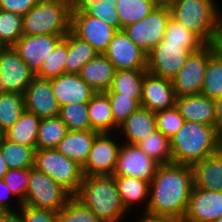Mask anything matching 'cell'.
I'll list each match as a JSON object with an SVG mask.
<instances>
[{
  "mask_svg": "<svg viewBox=\"0 0 222 222\" xmlns=\"http://www.w3.org/2000/svg\"><path fill=\"white\" fill-rule=\"evenodd\" d=\"M170 12L174 20L195 33L206 44L214 43L222 23L220 2L217 4V0H179L170 7Z\"/></svg>",
  "mask_w": 222,
  "mask_h": 222,
  "instance_id": "obj_4",
  "label": "cell"
},
{
  "mask_svg": "<svg viewBox=\"0 0 222 222\" xmlns=\"http://www.w3.org/2000/svg\"><path fill=\"white\" fill-rule=\"evenodd\" d=\"M98 132L94 130L73 131L60 141L56 150L83 166L88 159L92 143Z\"/></svg>",
  "mask_w": 222,
  "mask_h": 222,
  "instance_id": "obj_26",
  "label": "cell"
},
{
  "mask_svg": "<svg viewBox=\"0 0 222 222\" xmlns=\"http://www.w3.org/2000/svg\"><path fill=\"white\" fill-rule=\"evenodd\" d=\"M23 96L26 111L41 119L59 116L60 106L53 94L50 79L35 76Z\"/></svg>",
  "mask_w": 222,
  "mask_h": 222,
  "instance_id": "obj_17",
  "label": "cell"
},
{
  "mask_svg": "<svg viewBox=\"0 0 222 222\" xmlns=\"http://www.w3.org/2000/svg\"><path fill=\"white\" fill-rule=\"evenodd\" d=\"M40 0H0V10L25 15Z\"/></svg>",
  "mask_w": 222,
  "mask_h": 222,
  "instance_id": "obj_47",
  "label": "cell"
},
{
  "mask_svg": "<svg viewBox=\"0 0 222 222\" xmlns=\"http://www.w3.org/2000/svg\"><path fill=\"white\" fill-rule=\"evenodd\" d=\"M25 111L24 96L10 92L0 95V132L11 128Z\"/></svg>",
  "mask_w": 222,
  "mask_h": 222,
  "instance_id": "obj_35",
  "label": "cell"
},
{
  "mask_svg": "<svg viewBox=\"0 0 222 222\" xmlns=\"http://www.w3.org/2000/svg\"><path fill=\"white\" fill-rule=\"evenodd\" d=\"M142 213V214H141ZM135 214L139 216L137 222H173L171 219L155 214H150L145 211ZM140 214V215H139Z\"/></svg>",
  "mask_w": 222,
  "mask_h": 222,
  "instance_id": "obj_51",
  "label": "cell"
},
{
  "mask_svg": "<svg viewBox=\"0 0 222 222\" xmlns=\"http://www.w3.org/2000/svg\"><path fill=\"white\" fill-rule=\"evenodd\" d=\"M175 104L176 95L171 79L147 72L142 84L141 106L155 113L172 108Z\"/></svg>",
  "mask_w": 222,
  "mask_h": 222,
  "instance_id": "obj_19",
  "label": "cell"
},
{
  "mask_svg": "<svg viewBox=\"0 0 222 222\" xmlns=\"http://www.w3.org/2000/svg\"><path fill=\"white\" fill-rule=\"evenodd\" d=\"M85 13L89 16L105 21L108 25L114 27L116 30H121L120 18L114 2L105 3L99 1V3H95L89 7Z\"/></svg>",
  "mask_w": 222,
  "mask_h": 222,
  "instance_id": "obj_45",
  "label": "cell"
},
{
  "mask_svg": "<svg viewBox=\"0 0 222 222\" xmlns=\"http://www.w3.org/2000/svg\"><path fill=\"white\" fill-rule=\"evenodd\" d=\"M71 4L40 0L23 15V35H66L71 31Z\"/></svg>",
  "mask_w": 222,
  "mask_h": 222,
  "instance_id": "obj_5",
  "label": "cell"
},
{
  "mask_svg": "<svg viewBox=\"0 0 222 222\" xmlns=\"http://www.w3.org/2000/svg\"><path fill=\"white\" fill-rule=\"evenodd\" d=\"M165 43L181 44L183 48L194 53L206 45L195 33L185 28L182 24L169 18L164 38Z\"/></svg>",
  "mask_w": 222,
  "mask_h": 222,
  "instance_id": "obj_34",
  "label": "cell"
},
{
  "mask_svg": "<svg viewBox=\"0 0 222 222\" xmlns=\"http://www.w3.org/2000/svg\"><path fill=\"white\" fill-rule=\"evenodd\" d=\"M40 121V117H37L34 113L25 110L18 121L2 135L10 141L31 146L36 150Z\"/></svg>",
  "mask_w": 222,
  "mask_h": 222,
  "instance_id": "obj_29",
  "label": "cell"
},
{
  "mask_svg": "<svg viewBox=\"0 0 222 222\" xmlns=\"http://www.w3.org/2000/svg\"><path fill=\"white\" fill-rule=\"evenodd\" d=\"M71 32L88 42L98 54H104L117 30L85 12H71Z\"/></svg>",
  "mask_w": 222,
  "mask_h": 222,
  "instance_id": "obj_12",
  "label": "cell"
},
{
  "mask_svg": "<svg viewBox=\"0 0 222 222\" xmlns=\"http://www.w3.org/2000/svg\"><path fill=\"white\" fill-rule=\"evenodd\" d=\"M72 195L49 175L30 168L28 187L23 205L58 212Z\"/></svg>",
  "mask_w": 222,
  "mask_h": 222,
  "instance_id": "obj_7",
  "label": "cell"
},
{
  "mask_svg": "<svg viewBox=\"0 0 222 222\" xmlns=\"http://www.w3.org/2000/svg\"><path fill=\"white\" fill-rule=\"evenodd\" d=\"M104 55L115 70H147L145 54L122 30H117Z\"/></svg>",
  "mask_w": 222,
  "mask_h": 222,
  "instance_id": "obj_14",
  "label": "cell"
},
{
  "mask_svg": "<svg viewBox=\"0 0 222 222\" xmlns=\"http://www.w3.org/2000/svg\"><path fill=\"white\" fill-rule=\"evenodd\" d=\"M190 54L181 44L165 43L162 40L147 56V72L172 80Z\"/></svg>",
  "mask_w": 222,
  "mask_h": 222,
  "instance_id": "obj_13",
  "label": "cell"
},
{
  "mask_svg": "<svg viewBox=\"0 0 222 222\" xmlns=\"http://www.w3.org/2000/svg\"><path fill=\"white\" fill-rule=\"evenodd\" d=\"M157 130L169 139L182 127L184 118L176 106L155 112Z\"/></svg>",
  "mask_w": 222,
  "mask_h": 222,
  "instance_id": "obj_42",
  "label": "cell"
},
{
  "mask_svg": "<svg viewBox=\"0 0 222 222\" xmlns=\"http://www.w3.org/2000/svg\"><path fill=\"white\" fill-rule=\"evenodd\" d=\"M221 135L215 126L184 121L170 138L173 163L193 165L220 151Z\"/></svg>",
  "mask_w": 222,
  "mask_h": 222,
  "instance_id": "obj_2",
  "label": "cell"
},
{
  "mask_svg": "<svg viewBox=\"0 0 222 222\" xmlns=\"http://www.w3.org/2000/svg\"><path fill=\"white\" fill-rule=\"evenodd\" d=\"M209 59V44L191 53L178 74L171 80L176 97L201 94Z\"/></svg>",
  "mask_w": 222,
  "mask_h": 222,
  "instance_id": "obj_11",
  "label": "cell"
},
{
  "mask_svg": "<svg viewBox=\"0 0 222 222\" xmlns=\"http://www.w3.org/2000/svg\"><path fill=\"white\" fill-rule=\"evenodd\" d=\"M194 186L222 191V151L192 165Z\"/></svg>",
  "mask_w": 222,
  "mask_h": 222,
  "instance_id": "obj_24",
  "label": "cell"
},
{
  "mask_svg": "<svg viewBox=\"0 0 222 222\" xmlns=\"http://www.w3.org/2000/svg\"><path fill=\"white\" fill-rule=\"evenodd\" d=\"M114 178L125 209L132 213V209H138V207L141 208L145 205L144 209L141 208V212L146 211L149 202L150 181L134 176H114Z\"/></svg>",
  "mask_w": 222,
  "mask_h": 222,
  "instance_id": "obj_23",
  "label": "cell"
},
{
  "mask_svg": "<svg viewBox=\"0 0 222 222\" xmlns=\"http://www.w3.org/2000/svg\"><path fill=\"white\" fill-rule=\"evenodd\" d=\"M109 97L114 123L119 127L141 105L135 100L118 93H106Z\"/></svg>",
  "mask_w": 222,
  "mask_h": 222,
  "instance_id": "obj_43",
  "label": "cell"
},
{
  "mask_svg": "<svg viewBox=\"0 0 222 222\" xmlns=\"http://www.w3.org/2000/svg\"><path fill=\"white\" fill-rule=\"evenodd\" d=\"M75 197L102 222H122L130 214L122 204L113 175H84ZM126 218V219H125Z\"/></svg>",
  "mask_w": 222,
  "mask_h": 222,
  "instance_id": "obj_3",
  "label": "cell"
},
{
  "mask_svg": "<svg viewBox=\"0 0 222 222\" xmlns=\"http://www.w3.org/2000/svg\"><path fill=\"white\" fill-rule=\"evenodd\" d=\"M155 131V113L141 106L118 127L116 133L119 134L122 143L138 145Z\"/></svg>",
  "mask_w": 222,
  "mask_h": 222,
  "instance_id": "obj_21",
  "label": "cell"
},
{
  "mask_svg": "<svg viewBox=\"0 0 222 222\" xmlns=\"http://www.w3.org/2000/svg\"><path fill=\"white\" fill-rule=\"evenodd\" d=\"M16 199L17 198L14 196V194L8 188L7 184L4 182V179L0 178V209L2 211L18 210L22 206V203ZM14 201L16 202V204ZM12 202L14 204H12ZM11 205H13L14 207Z\"/></svg>",
  "mask_w": 222,
  "mask_h": 222,
  "instance_id": "obj_48",
  "label": "cell"
},
{
  "mask_svg": "<svg viewBox=\"0 0 222 222\" xmlns=\"http://www.w3.org/2000/svg\"><path fill=\"white\" fill-rule=\"evenodd\" d=\"M61 1L67 2V3H69V4L72 5V3H73L74 0H61Z\"/></svg>",
  "mask_w": 222,
  "mask_h": 222,
  "instance_id": "obj_57",
  "label": "cell"
},
{
  "mask_svg": "<svg viewBox=\"0 0 222 222\" xmlns=\"http://www.w3.org/2000/svg\"><path fill=\"white\" fill-rule=\"evenodd\" d=\"M9 170L7 164L4 161L1 146H0V178H3L5 173Z\"/></svg>",
  "mask_w": 222,
  "mask_h": 222,
  "instance_id": "obj_54",
  "label": "cell"
},
{
  "mask_svg": "<svg viewBox=\"0 0 222 222\" xmlns=\"http://www.w3.org/2000/svg\"><path fill=\"white\" fill-rule=\"evenodd\" d=\"M215 51L222 57V23L218 33L216 35L215 41L213 43Z\"/></svg>",
  "mask_w": 222,
  "mask_h": 222,
  "instance_id": "obj_53",
  "label": "cell"
},
{
  "mask_svg": "<svg viewBox=\"0 0 222 222\" xmlns=\"http://www.w3.org/2000/svg\"><path fill=\"white\" fill-rule=\"evenodd\" d=\"M174 222H191V221H188V220H186L185 218H182V219L176 220V221H174Z\"/></svg>",
  "mask_w": 222,
  "mask_h": 222,
  "instance_id": "obj_56",
  "label": "cell"
},
{
  "mask_svg": "<svg viewBox=\"0 0 222 222\" xmlns=\"http://www.w3.org/2000/svg\"><path fill=\"white\" fill-rule=\"evenodd\" d=\"M214 222H222V216L218 218L217 220H215Z\"/></svg>",
  "mask_w": 222,
  "mask_h": 222,
  "instance_id": "obj_58",
  "label": "cell"
},
{
  "mask_svg": "<svg viewBox=\"0 0 222 222\" xmlns=\"http://www.w3.org/2000/svg\"><path fill=\"white\" fill-rule=\"evenodd\" d=\"M115 71L108 58L98 54L81 68L79 75L96 92H105L112 85Z\"/></svg>",
  "mask_w": 222,
  "mask_h": 222,
  "instance_id": "obj_25",
  "label": "cell"
},
{
  "mask_svg": "<svg viewBox=\"0 0 222 222\" xmlns=\"http://www.w3.org/2000/svg\"><path fill=\"white\" fill-rule=\"evenodd\" d=\"M65 35H22L13 48L36 74Z\"/></svg>",
  "mask_w": 222,
  "mask_h": 222,
  "instance_id": "obj_15",
  "label": "cell"
},
{
  "mask_svg": "<svg viewBox=\"0 0 222 222\" xmlns=\"http://www.w3.org/2000/svg\"><path fill=\"white\" fill-rule=\"evenodd\" d=\"M68 131V127L59 116L41 119L38 128L36 150L56 149Z\"/></svg>",
  "mask_w": 222,
  "mask_h": 222,
  "instance_id": "obj_32",
  "label": "cell"
},
{
  "mask_svg": "<svg viewBox=\"0 0 222 222\" xmlns=\"http://www.w3.org/2000/svg\"><path fill=\"white\" fill-rule=\"evenodd\" d=\"M119 139L116 132L98 133L92 143L88 159L82 166L83 175H113L122 145Z\"/></svg>",
  "mask_w": 222,
  "mask_h": 222,
  "instance_id": "obj_9",
  "label": "cell"
},
{
  "mask_svg": "<svg viewBox=\"0 0 222 222\" xmlns=\"http://www.w3.org/2000/svg\"><path fill=\"white\" fill-rule=\"evenodd\" d=\"M220 150L222 151V137H221V147H220Z\"/></svg>",
  "mask_w": 222,
  "mask_h": 222,
  "instance_id": "obj_59",
  "label": "cell"
},
{
  "mask_svg": "<svg viewBox=\"0 0 222 222\" xmlns=\"http://www.w3.org/2000/svg\"><path fill=\"white\" fill-rule=\"evenodd\" d=\"M59 117L68 130H92L89 121L88 103L69 104L60 107Z\"/></svg>",
  "mask_w": 222,
  "mask_h": 222,
  "instance_id": "obj_40",
  "label": "cell"
},
{
  "mask_svg": "<svg viewBox=\"0 0 222 222\" xmlns=\"http://www.w3.org/2000/svg\"><path fill=\"white\" fill-rule=\"evenodd\" d=\"M147 70H116L112 85L105 93H118L141 105L142 84Z\"/></svg>",
  "mask_w": 222,
  "mask_h": 222,
  "instance_id": "obj_28",
  "label": "cell"
},
{
  "mask_svg": "<svg viewBox=\"0 0 222 222\" xmlns=\"http://www.w3.org/2000/svg\"><path fill=\"white\" fill-rule=\"evenodd\" d=\"M23 35V16L0 10V47H13Z\"/></svg>",
  "mask_w": 222,
  "mask_h": 222,
  "instance_id": "obj_39",
  "label": "cell"
},
{
  "mask_svg": "<svg viewBox=\"0 0 222 222\" xmlns=\"http://www.w3.org/2000/svg\"><path fill=\"white\" fill-rule=\"evenodd\" d=\"M24 222H58L57 212L23 205L19 208Z\"/></svg>",
  "mask_w": 222,
  "mask_h": 222,
  "instance_id": "obj_46",
  "label": "cell"
},
{
  "mask_svg": "<svg viewBox=\"0 0 222 222\" xmlns=\"http://www.w3.org/2000/svg\"><path fill=\"white\" fill-rule=\"evenodd\" d=\"M68 54V33L57 43L52 54L42 64L36 77L52 79L65 73V59Z\"/></svg>",
  "mask_w": 222,
  "mask_h": 222,
  "instance_id": "obj_38",
  "label": "cell"
},
{
  "mask_svg": "<svg viewBox=\"0 0 222 222\" xmlns=\"http://www.w3.org/2000/svg\"><path fill=\"white\" fill-rule=\"evenodd\" d=\"M201 94L211 99L222 96V57L209 44V59L205 71Z\"/></svg>",
  "mask_w": 222,
  "mask_h": 222,
  "instance_id": "obj_33",
  "label": "cell"
},
{
  "mask_svg": "<svg viewBox=\"0 0 222 222\" xmlns=\"http://www.w3.org/2000/svg\"><path fill=\"white\" fill-rule=\"evenodd\" d=\"M137 146L159 165L173 162L170 139L159 130L152 133Z\"/></svg>",
  "mask_w": 222,
  "mask_h": 222,
  "instance_id": "obj_36",
  "label": "cell"
},
{
  "mask_svg": "<svg viewBox=\"0 0 222 222\" xmlns=\"http://www.w3.org/2000/svg\"><path fill=\"white\" fill-rule=\"evenodd\" d=\"M194 185L193 169L186 164L158 165L150 180L147 213L171 219L184 218Z\"/></svg>",
  "mask_w": 222,
  "mask_h": 222,
  "instance_id": "obj_1",
  "label": "cell"
},
{
  "mask_svg": "<svg viewBox=\"0 0 222 222\" xmlns=\"http://www.w3.org/2000/svg\"><path fill=\"white\" fill-rule=\"evenodd\" d=\"M30 176L29 169H9L3 179L10 191L21 203L24 202Z\"/></svg>",
  "mask_w": 222,
  "mask_h": 222,
  "instance_id": "obj_44",
  "label": "cell"
},
{
  "mask_svg": "<svg viewBox=\"0 0 222 222\" xmlns=\"http://www.w3.org/2000/svg\"><path fill=\"white\" fill-rule=\"evenodd\" d=\"M155 6L154 0H118L116 10L120 18L121 30L145 18Z\"/></svg>",
  "mask_w": 222,
  "mask_h": 222,
  "instance_id": "obj_37",
  "label": "cell"
},
{
  "mask_svg": "<svg viewBox=\"0 0 222 222\" xmlns=\"http://www.w3.org/2000/svg\"><path fill=\"white\" fill-rule=\"evenodd\" d=\"M156 6H162V7H171L175 2L179 0H154Z\"/></svg>",
  "mask_w": 222,
  "mask_h": 222,
  "instance_id": "obj_55",
  "label": "cell"
},
{
  "mask_svg": "<svg viewBox=\"0 0 222 222\" xmlns=\"http://www.w3.org/2000/svg\"><path fill=\"white\" fill-rule=\"evenodd\" d=\"M170 17L169 7L155 6L145 18L127 25L123 28V31L148 55L164 38Z\"/></svg>",
  "mask_w": 222,
  "mask_h": 222,
  "instance_id": "obj_8",
  "label": "cell"
},
{
  "mask_svg": "<svg viewBox=\"0 0 222 222\" xmlns=\"http://www.w3.org/2000/svg\"><path fill=\"white\" fill-rule=\"evenodd\" d=\"M0 222H24L20 210L3 211L0 214Z\"/></svg>",
  "mask_w": 222,
  "mask_h": 222,
  "instance_id": "obj_52",
  "label": "cell"
},
{
  "mask_svg": "<svg viewBox=\"0 0 222 222\" xmlns=\"http://www.w3.org/2000/svg\"><path fill=\"white\" fill-rule=\"evenodd\" d=\"M89 121L92 130L98 133H115L111 103L105 92H97L88 103Z\"/></svg>",
  "mask_w": 222,
  "mask_h": 222,
  "instance_id": "obj_27",
  "label": "cell"
},
{
  "mask_svg": "<svg viewBox=\"0 0 222 222\" xmlns=\"http://www.w3.org/2000/svg\"><path fill=\"white\" fill-rule=\"evenodd\" d=\"M34 77L13 47H0V95L10 92L23 95Z\"/></svg>",
  "mask_w": 222,
  "mask_h": 222,
  "instance_id": "obj_10",
  "label": "cell"
},
{
  "mask_svg": "<svg viewBox=\"0 0 222 222\" xmlns=\"http://www.w3.org/2000/svg\"><path fill=\"white\" fill-rule=\"evenodd\" d=\"M222 216V191L193 185L184 218L191 222H214Z\"/></svg>",
  "mask_w": 222,
  "mask_h": 222,
  "instance_id": "obj_18",
  "label": "cell"
},
{
  "mask_svg": "<svg viewBox=\"0 0 222 222\" xmlns=\"http://www.w3.org/2000/svg\"><path fill=\"white\" fill-rule=\"evenodd\" d=\"M58 222H102L87 206L75 196L57 212Z\"/></svg>",
  "mask_w": 222,
  "mask_h": 222,
  "instance_id": "obj_41",
  "label": "cell"
},
{
  "mask_svg": "<svg viewBox=\"0 0 222 222\" xmlns=\"http://www.w3.org/2000/svg\"><path fill=\"white\" fill-rule=\"evenodd\" d=\"M99 1L105 2V3H112L114 2L117 4L118 0H74L71 8L72 12H85L89 7H91L95 3H99Z\"/></svg>",
  "mask_w": 222,
  "mask_h": 222,
  "instance_id": "obj_49",
  "label": "cell"
},
{
  "mask_svg": "<svg viewBox=\"0 0 222 222\" xmlns=\"http://www.w3.org/2000/svg\"><path fill=\"white\" fill-rule=\"evenodd\" d=\"M50 82L60 107L76 103H89L97 93L79 74L63 73L50 79Z\"/></svg>",
  "mask_w": 222,
  "mask_h": 222,
  "instance_id": "obj_20",
  "label": "cell"
},
{
  "mask_svg": "<svg viewBox=\"0 0 222 222\" xmlns=\"http://www.w3.org/2000/svg\"><path fill=\"white\" fill-rule=\"evenodd\" d=\"M33 167L49 175L72 196L78 193L84 177L82 166L56 149L35 150Z\"/></svg>",
  "mask_w": 222,
  "mask_h": 222,
  "instance_id": "obj_6",
  "label": "cell"
},
{
  "mask_svg": "<svg viewBox=\"0 0 222 222\" xmlns=\"http://www.w3.org/2000/svg\"><path fill=\"white\" fill-rule=\"evenodd\" d=\"M175 106L184 121L215 126V102L203 94L183 95L176 97Z\"/></svg>",
  "mask_w": 222,
  "mask_h": 222,
  "instance_id": "obj_22",
  "label": "cell"
},
{
  "mask_svg": "<svg viewBox=\"0 0 222 222\" xmlns=\"http://www.w3.org/2000/svg\"><path fill=\"white\" fill-rule=\"evenodd\" d=\"M97 55L98 53L88 42L79 39L71 31L68 32L65 73L79 74L81 68Z\"/></svg>",
  "mask_w": 222,
  "mask_h": 222,
  "instance_id": "obj_30",
  "label": "cell"
},
{
  "mask_svg": "<svg viewBox=\"0 0 222 222\" xmlns=\"http://www.w3.org/2000/svg\"><path fill=\"white\" fill-rule=\"evenodd\" d=\"M3 158L9 169H29L34 166L35 149L31 146L18 144L6 139H0Z\"/></svg>",
  "mask_w": 222,
  "mask_h": 222,
  "instance_id": "obj_31",
  "label": "cell"
},
{
  "mask_svg": "<svg viewBox=\"0 0 222 222\" xmlns=\"http://www.w3.org/2000/svg\"><path fill=\"white\" fill-rule=\"evenodd\" d=\"M215 102V127L222 136V96L214 99Z\"/></svg>",
  "mask_w": 222,
  "mask_h": 222,
  "instance_id": "obj_50",
  "label": "cell"
},
{
  "mask_svg": "<svg viewBox=\"0 0 222 222\" xmlns=\"http://www.w3.org/2000/svg\"><path fill=\"white\" fill-rule=\"evenodd\" d=\"M158 165L137 145L122 143L113 176H134L150 181Z\"/></svg>",
  "mask_w": 222,
  "mask_h": 222,
  "instance_id": "obj_16",
  "label": "cell"
}]
</instances>
